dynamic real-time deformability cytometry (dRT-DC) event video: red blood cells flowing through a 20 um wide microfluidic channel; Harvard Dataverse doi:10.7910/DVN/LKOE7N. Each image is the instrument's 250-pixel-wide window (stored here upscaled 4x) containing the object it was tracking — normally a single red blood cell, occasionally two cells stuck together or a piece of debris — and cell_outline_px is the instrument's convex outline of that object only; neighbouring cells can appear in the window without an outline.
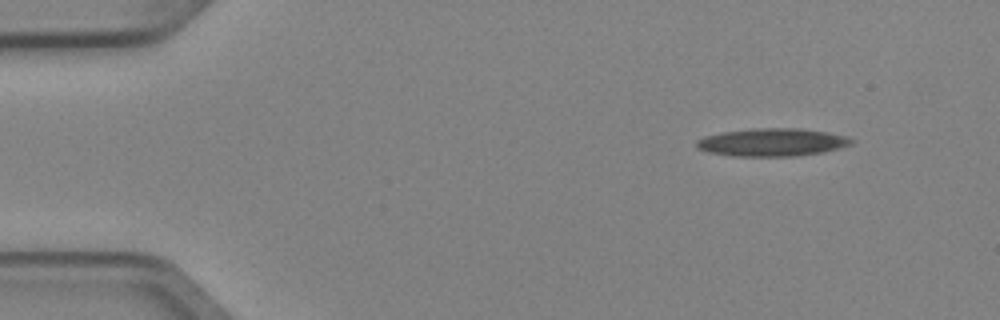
{"species": "Egyptian fruit bat (a non-hibernating species)", "species_latin": "Rousettus aegyptiacus", "temperature_condition": "cold", "stored_images_in_passage": 4, "camera_frame_rate_fps": 3000, "um_per_image_px": 0.085, "animal": {"sex": "female"}, "frame": {"image": 1, "passage_image": 1, "time_ms": 0.0, "image_size_px": [1000, 320], "cell_outline_px": [[852, 144], [840, 148], [824, 152], [796, 156], [732, 156], [708, 152], [696, 148], [696, 140], [704, 136], [724, 132], [752, 128], [796, 128], [828, 132], [848, 136], [852, 140]], "centroid_in_image_um": [65.63, 12.09], "position_along_channel_um": 19.4, "area_um2": 25.26}}
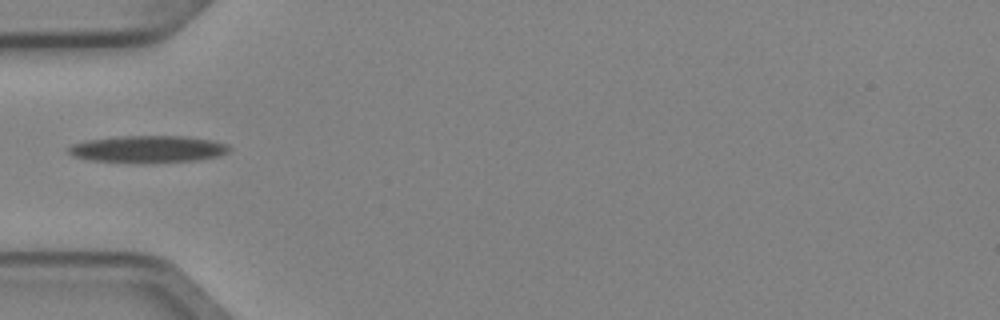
{"frame": {"image": 2, "passage_image": 4, "time_ms": 1.0, "image_size_px": [1000, 320], "cell_outline_px": [[232, 148], [228, 152], [220, 156], [200, 160], [148, 164], [144, 164], [92, 160], [72, 156], [64, 148], [72, 144], [84, 140], [120, 136], [184, 136], [212, 140], [228, 144]], "centroid_in_image_um": [12.58, 12.69], "position_along_channel_um": 72.4, "area_um2": 26.07}}